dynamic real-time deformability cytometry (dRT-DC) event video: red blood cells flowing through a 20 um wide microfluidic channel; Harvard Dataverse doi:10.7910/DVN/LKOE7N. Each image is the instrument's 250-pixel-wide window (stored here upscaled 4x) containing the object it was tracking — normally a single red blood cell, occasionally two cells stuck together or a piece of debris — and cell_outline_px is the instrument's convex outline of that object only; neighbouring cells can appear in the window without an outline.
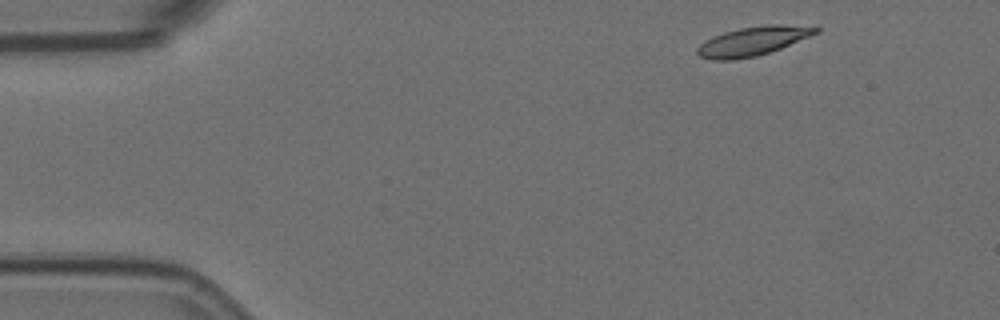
{"species": "Egyptian fruit bat (a non-hibernating species)", "species_latin": "Rousettus aegyptiacus", "temperature_condition": "room temperature", "stored_images_in_passage": 4, "camera_frame_rate_fps": 3000, "um_per_image_px": 0.085, "animal": {"sex": "female"}, "frame": {"image": 1, "passage_image": 1, "time_ms": 0.0, "image_size_px": [1000, 320], "cell_outline_px": [[820, 32], [780, 48], [756, 56], [732, 60], [712, 60], [700, 56], [696, 52], [696, 48], [704, 40], [712, 36], [724, 32], [740, 28], [772, 24], [816, 24], [820, 28]], "centroid_in_image_um": [64.05, 3.46], "position_along_channel_um": 20.9, "area_um2": 20.35}}
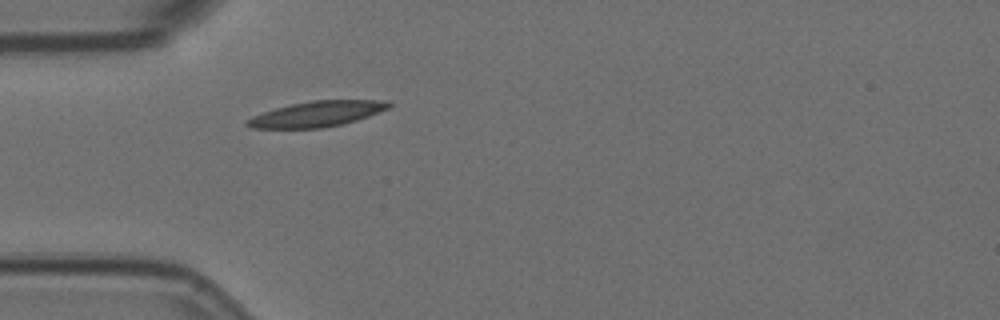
{"frame": {"image": 2, "passage_image": 4, "time_ms": 1.0, "image_size_px": [1000, 320], "cell_outline_px": [[392, 104], [388, 108], [368, 116], [344, 124], [320, 128], [252, 128], [244, 124], [244, 120], [252, 116], [276, 108], [292, 104], [312, 100], [388, 100]], "centroid_in_image_um": [26.92, 9.68], "position_along_channel_um": 58.1, "area_um2": 20.98}}